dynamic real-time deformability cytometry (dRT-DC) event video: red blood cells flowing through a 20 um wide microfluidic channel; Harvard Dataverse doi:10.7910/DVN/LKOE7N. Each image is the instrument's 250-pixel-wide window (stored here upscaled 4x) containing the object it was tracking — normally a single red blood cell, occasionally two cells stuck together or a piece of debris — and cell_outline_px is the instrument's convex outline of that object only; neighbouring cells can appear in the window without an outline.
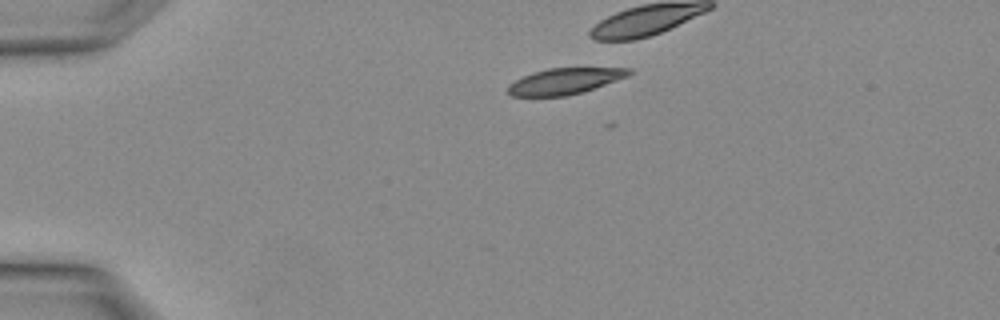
{"species": "Egyptian fruit bat (a non-hibernating species)", "species_latin": "Rousettus aegyptiacus", "temperature_condition": "warm", "stored_images_in_passage": 4, "camera_frame_rate_fps": 3000, "um_per_image_px": 0.085, "animal": {"sex": "female"}, "frame": {"image": 1, "passage_image": 4, "time_ms": 1.0, "image_size_px": [1000, 320], "cell_outline_px": [[632, 72], [628, 76], [580, 92], [564, 96], [512, 96], [508, 92], [508, 84], [532, 72], [548, 68], [632, 68]], "centroid_in_image_um": [47.97, 6.89], "position_along_channel_um": 37.0, "area_um2": 18.03}}